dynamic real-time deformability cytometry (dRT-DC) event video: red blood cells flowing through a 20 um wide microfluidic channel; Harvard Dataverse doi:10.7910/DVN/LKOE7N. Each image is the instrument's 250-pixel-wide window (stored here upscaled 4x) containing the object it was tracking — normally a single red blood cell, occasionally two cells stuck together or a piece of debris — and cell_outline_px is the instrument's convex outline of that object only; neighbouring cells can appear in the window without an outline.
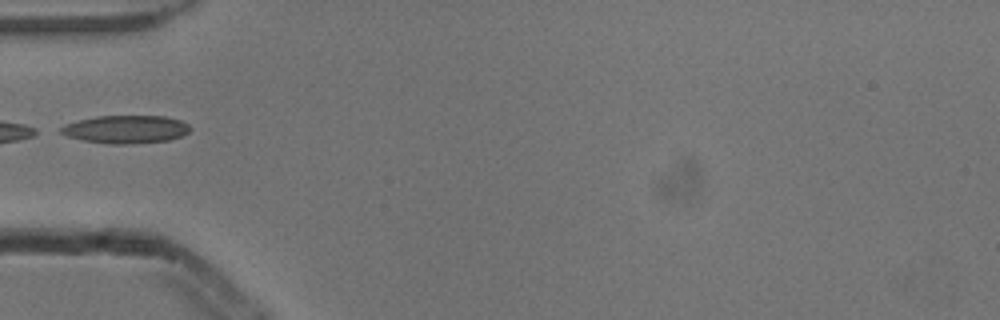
{"species": "common noctule bat (a hibernating species)", "species_latin": "Nyctalus noctula", "temperature_condition": "cold", "stored_images_in_passage": 5, "camera_frame_rate_fps": 3000, "um_per_image_px": 0.085, "animal": {"sex": "male", "body_mass_g": 13.3}, "frame": {"image": 1, "passage_image": 4, "time_ms": 1.0, "image_size_px": [1000, 320], "cell_outline_px": [[192, 128], [188, 132], [180, 136], [168, 140], [128, 144], [112, 144], [84, 140], [68, 136], [60, 132], [60, 128], [64, 124], [96, 116], [164, 116], [180, 120], [188, 124]], "centroid_in_image_um": [10.71, 10.98], "position_along_channel_um": 74.3, "area_um2": 20.87}}
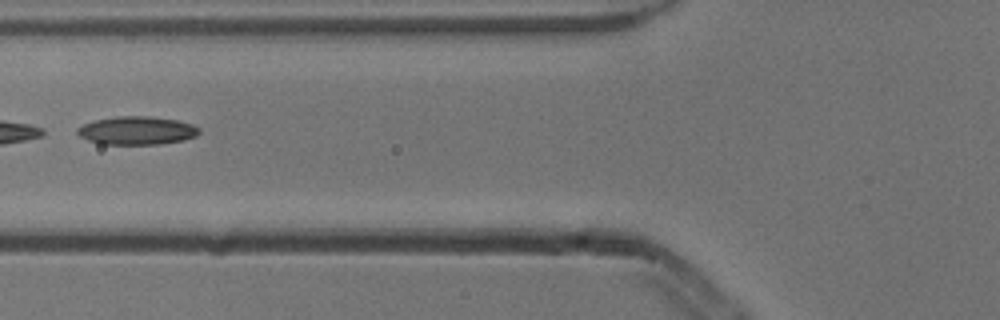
{"frame": {"image": 2, "passage_image": 5, "time_ms": 1.333, "image_size_px": [1000, 320], "cell_outline_px": [[200, 132], [196, 136], [184, 140], [160, 144], [100, 144], [88, 140], [80, 136], [76, 132], [76, 128], [84, 124], [96, 120], [116, 116], [148, 116], [176, 120], [192, 124], [200, 128]], "centroid_in_image_um": [11.64, 11.1], "position_along_channel_um": 114.2, "area_um2": 20.06}}